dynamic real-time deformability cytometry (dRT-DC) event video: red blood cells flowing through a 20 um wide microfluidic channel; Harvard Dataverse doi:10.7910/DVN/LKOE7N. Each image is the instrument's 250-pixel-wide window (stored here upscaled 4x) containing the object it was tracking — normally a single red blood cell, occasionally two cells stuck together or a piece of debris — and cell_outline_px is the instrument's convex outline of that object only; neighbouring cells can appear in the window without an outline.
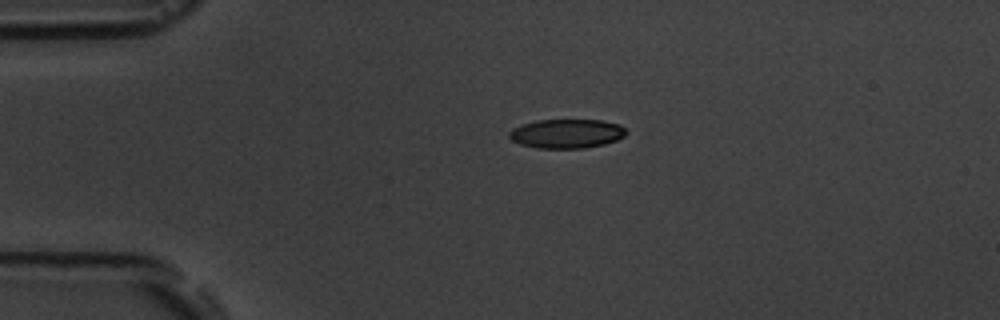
{"species": "common noctule bat (a hibernating species)", "species_latin": "Nyctalus noctula", "temperature_condition": "room temperature", "stored_images_in_passage": 2, "camera_frame_rate_fps": 3000, "um_per_image_px": 0.085, "animal": {"sex": "male", "body_mass_g": 19.5, "forearm_length_mm": 54.6}, "frame": {"image": 1, "passage_image": 1, "time_ms": 0.0, "image_size_px": [1000, 320], "cell_outline_px": [[628, 132], [624, 136], [616, 140], [604, 144], [584, 148], [536, 148], [520, 144], [512, 140], [508, 136], [508, 132], [512, 128], [520, 124], [536, 120], [604, 120], [620, 124]], "centroid_in_image_um": [48.15, 11.35], "position_along_channel_um": 36.9, "area_um2": 20.06}}